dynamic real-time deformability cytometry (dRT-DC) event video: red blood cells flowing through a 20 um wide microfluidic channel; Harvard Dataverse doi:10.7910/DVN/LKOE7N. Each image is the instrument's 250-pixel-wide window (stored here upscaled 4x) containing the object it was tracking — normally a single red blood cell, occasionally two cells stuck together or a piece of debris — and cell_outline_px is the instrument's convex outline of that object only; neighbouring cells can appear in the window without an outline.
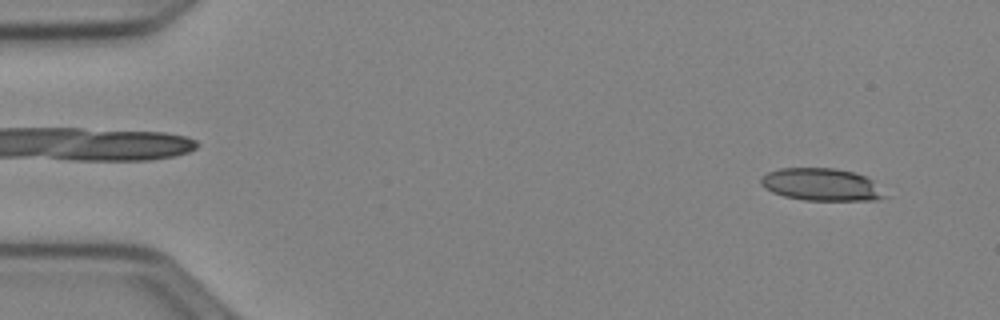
{"species": "Egyptian fruit bat (a non-hibernating species)", "species_latin": "Rousettus aegyptiacus", "temperature_condition": "cold", "stored_images_in_passage": 35, "camera_frame_rate_fps": 3000, "um_per_image_px": 0.085, "animal": {"sex": "female"}, "frame": {"image": 1, "passage_image": 4, "time_ms": 1.0, "image_size_px": [1000, 320], "cell_outline_px": [[888, 196], [876, 200], [804, 200], [784, 196], [772, 192], [764, 188], [760, 184], [760, 180], [768, 172], [780, 168], [836, 168], [856, 172], [872, 180]], "centroid_in_image_um": [69.83, 15.68], "position_along_channel_um": 15.2, "area_um2": 23.47}}
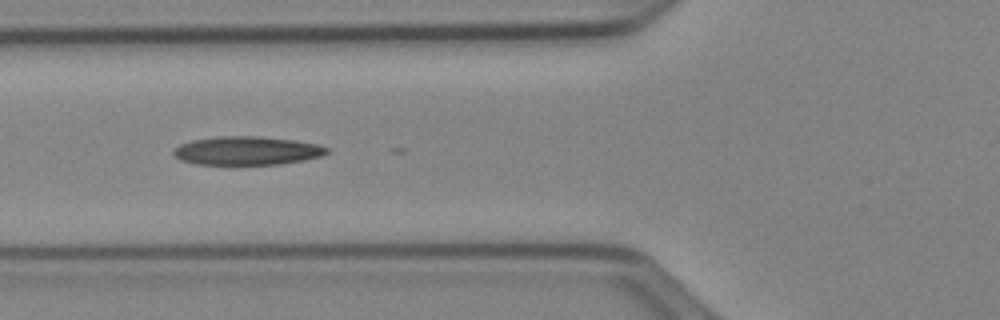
{"frame": {"image": 2, "passage_image": 20, "time_ms": 6.333, "image_size_px": [1000, 320], "cell_outline_px": [[328, 152], [320, 156], [304, 160], [280, 164], [196, 164], [180, 160], [172, 152], [180, 144], [192, 140], [220, 136], [256, 136], [292, 140], [316, 144], [328, 148]], "centroid_in_image_um": [20.97, 12.81], "position_along_channel_um": 104.8, "area_um2": 25.2}}
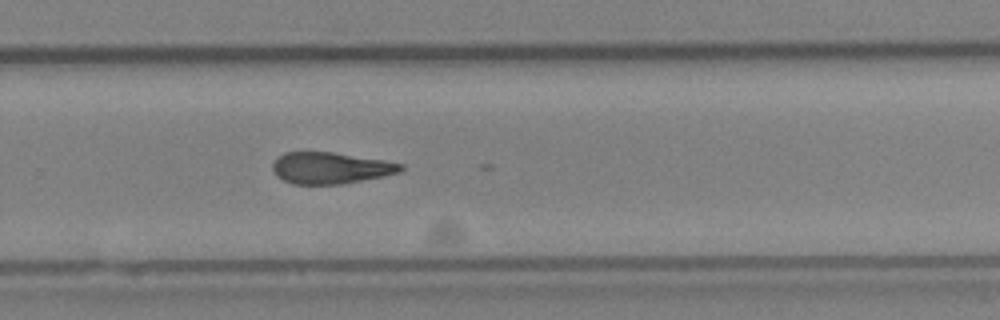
{"frame": {"image": 3, "passage_image": 35, "time_ms": 11.333, "image_size_px": [1000, 320], "cell_outline_px": [[404, 168], [400, 172], [384, 176], [344, 184], [292, 184], [276, 176], [272, 168], [272, 164], [284, 152], [332, 152], [384, 160], [404, 164]], "centroid_in_image_um": [28.11, 14.28], "position_along_channel_um": 301.7, "area_um2": 23.52}}